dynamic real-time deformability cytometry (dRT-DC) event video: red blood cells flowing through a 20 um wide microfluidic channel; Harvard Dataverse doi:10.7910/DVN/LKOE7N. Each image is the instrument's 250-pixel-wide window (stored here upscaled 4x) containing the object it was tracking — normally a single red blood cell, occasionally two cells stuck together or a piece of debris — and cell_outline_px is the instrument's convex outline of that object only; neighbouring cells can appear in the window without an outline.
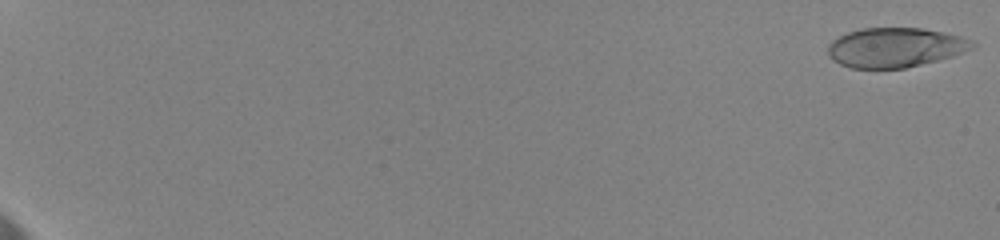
{"species": "human", "species_latin": "Homo sapiens", "temperature_condition": "cold", "stored_images_in_passage": 45, "camera_frame_rate_fps": 3000, "um_per_image_px": 0.085, "donor": {"sex": "female"}, "frame": {"image": 1, "passage_image": 1, "time_ms": 0.0, "image_size_px": [1000, 240], "cell_outline_px": [[976, 44], [972, 48], [952, 56], [904, 68], [852, 68], [840, 64], [832, 60], [828, 56], [828, 44], [832, 40], [848, 32], [860, 28], [924, 28], [944, 32], [960, 36], [972, 40]], "centroid_in_image_um": [76.06, 4.02], "position_along_channel_um": 8.9, "area_um2": 33.18}}
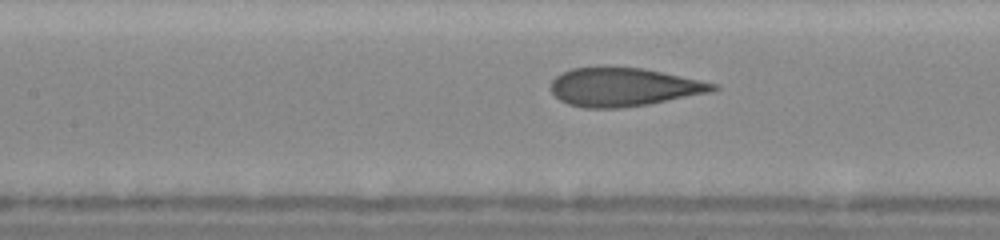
{"frame": {"image": 2, "passage_image": 26, "time_ms": 10.333, "image_size_px": [1000, 240], "cell_outline_px": [[720, 88], [708, 92], [648, 104], [620, 108], [584, 108], [568, 104], [560, 100], [552, 92], [552, 80], [556, 76], [572, 68], [604, 64], [644, 68], [716, 84]], "centroid_in_image_um": [52.94, 7.36], "position_along_channel_um": 154.5, "area_um2": 36.59}}
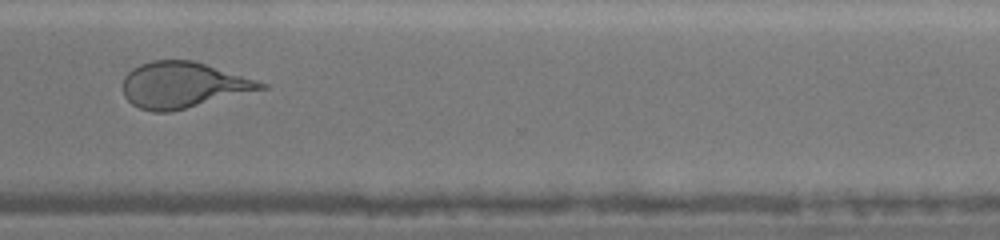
{"frame": {"image": 3, "passage_image": 40, "time_ms": 16.0, "image_size_px": [1000, 240], "cell_outline_px": [[268, 88], [168, 112], [152, 112], [140, 108], [132, 104], [124, 96], [124, 76], [132, 68], [140, 64], [152, 60], [192, 60], [256, 80], [268, 84]], "centroid_in_image_um": [15.53, 7.22], "position_along_channel_um": 355.1, "area_um2": 36.47}, "authors_computed_cell_mechanics": {"area_um2": 36.0672, "velocity_mm_per_s": 3.5515, "shape_relaxation_time_tau1_ms": 6.2522, "shape_relaxation_time_tau2_ms": 0.8739, "deformation_change_tau1": 0.1976, "deformation_change_tau2": 0.0625}}